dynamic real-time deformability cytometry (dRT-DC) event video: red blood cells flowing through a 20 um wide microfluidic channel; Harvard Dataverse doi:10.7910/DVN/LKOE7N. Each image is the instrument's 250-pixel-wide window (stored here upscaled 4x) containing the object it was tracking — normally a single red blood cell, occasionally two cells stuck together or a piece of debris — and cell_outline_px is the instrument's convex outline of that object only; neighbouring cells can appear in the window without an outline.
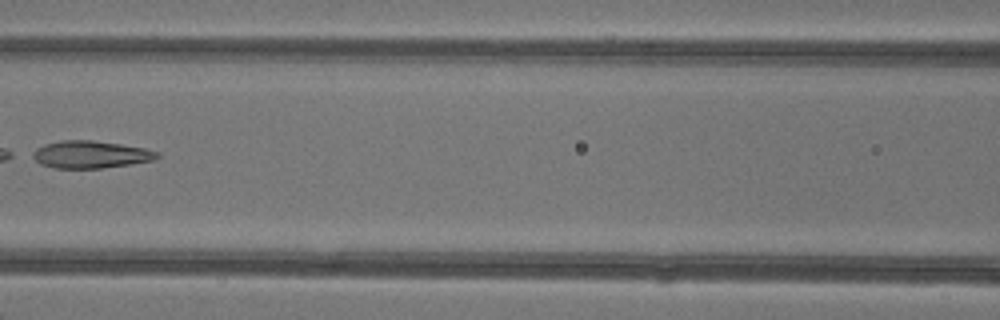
{"species": "common noctule bat (a hibernating species)", "species_latin": "Nyctalus noctula", "temperature_condition": "warm", "stored_images_in_passage": 6, "camera_frame_rate_fps": 3000, "um_per_image_px": 0.085, "animal": {"sex": "female"}, "frame": {"image": 1, "passage_image": 6, "time_ms": 6.0, "image_size_px": [1000, 320], "cell_outline_px": [[160, 156], [152, 160], [132, 164], [100, 168], [52, 168], [40, 164], [28, 156], [28, 152], [44, 144], [60, 140], [92, 140], [120, 144], [144, 148], [160, 152]], "centroid_in_image_um": [7.61, 13.13], "position_along_channel_um": 159.0, "area_um2": 20.17}}